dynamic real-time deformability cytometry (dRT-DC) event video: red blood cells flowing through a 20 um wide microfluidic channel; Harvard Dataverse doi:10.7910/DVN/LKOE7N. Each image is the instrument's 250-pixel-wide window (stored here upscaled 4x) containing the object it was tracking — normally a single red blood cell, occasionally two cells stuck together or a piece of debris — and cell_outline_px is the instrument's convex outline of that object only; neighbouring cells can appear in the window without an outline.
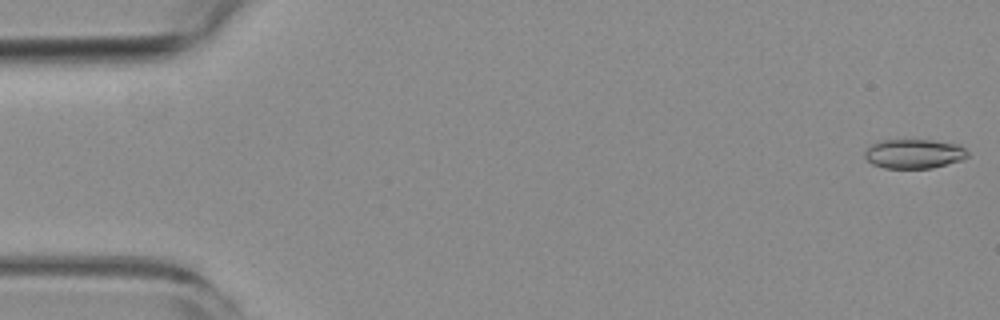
{"species": "common noctule bat (a hibernating species)", "species_latin": "Nyctalus noctula", "temperature_condition": "room temperature", "stored_images_in_passage": 54, "camera_frame_rate_fps": 3000, "um_per_image_px": 0.085, "animal": {"sex": "female", "body_mass_g": 19.3, "forearm_length_mm": 54.1}, "frame": {"image": 1, "passage_image": 1, "time_ms": 0.0, "image_size_px": [1000, 320], "cell_outline_px": [[968, 156], [960, 160], [932, 168], [884, 168], [872, 164], [864, 156], [864, 152], [872, 144], [880, 140], [932, 140], [960, 144], [968, 152]], "centroid_in_image_um": [77.69, 13.06], "position_along_channel_um": 7.3, "area_um2": 17.57}}
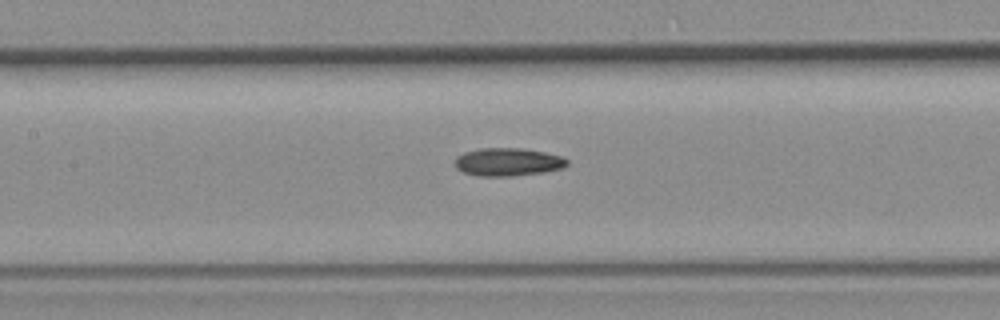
{"frame": {"image": 2, "passage_image": 24, "time_ms": 7.667, "image_size_px": [1000, 320], "cell_outline_px": [[568, 164], [564, 168], [544, 172], [512, 176], [480, 176], [464, 172], [456, 168], [456, 156], [464, 152], [480, 148], [520, 148], [544, 152], [560, 156], [568, 160]], "centroid_in_image_um": [43.18, 13.77], "position_along_channel_um": 164.2, "area_um2": 18.26}}
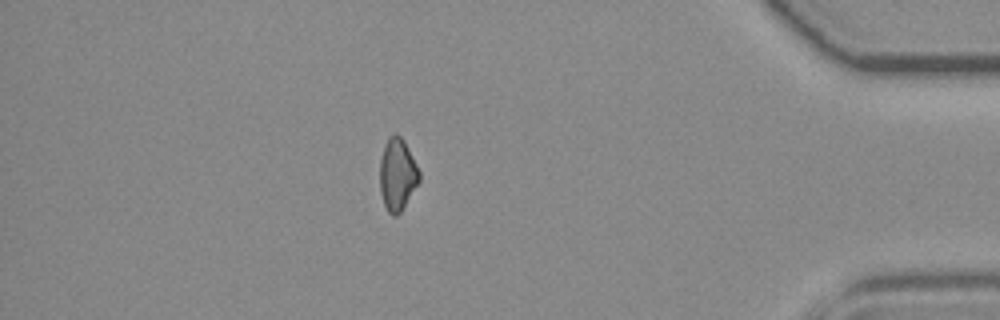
{"frame": {"image": 3, "passage_image": 46, "time_ms": 15.0, "image_size_px": [1000, 320], "cell_outline_px": [[420, 180], [400, 212], [396, 216], [392, 216], [388, 212], [384, 204], [380, 192], [380, 160], [384, 144], [388, 136], [396, 132], [404, 140], [420, 172]], "centroid_in_image_um": [33.76, 14.8], "position_along_channel_um": 401.4, "area_um2": 16.59}}